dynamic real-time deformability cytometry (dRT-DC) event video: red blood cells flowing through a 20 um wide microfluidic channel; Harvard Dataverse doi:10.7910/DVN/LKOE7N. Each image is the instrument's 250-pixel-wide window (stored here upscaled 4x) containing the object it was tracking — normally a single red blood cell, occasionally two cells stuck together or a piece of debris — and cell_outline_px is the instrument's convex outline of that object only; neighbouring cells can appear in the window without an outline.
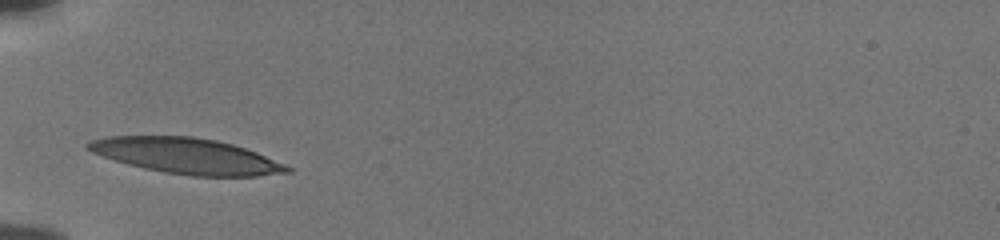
{"species": "human", "species_latin": "Homo sapiens", "temperature_condition": "cold", "stored_images_in_passage": 28, "camera_frame_rate_fps": 3000, "um_per_image_px": 0.085, "donor": {"sex": "male"}, "frame": {"image": 1, "passage_image": 1, "time_ms": 0.0, "image_size_px": [1000, 240], "cell_outline_px": [[292, 172], [256, 176], [192, 176], [164, 172], [144, 168], [128, 164], [92, 152], [84, 144], [92, 140], [108, 136], [192, 136], [216, 140], [232, 144], [256, 152], [284, 164], [292, 168]], "centroid_in_image_um": [15.87, 13.25], "position_along_channel_um": 69.1, "area_um2": 40.98}}
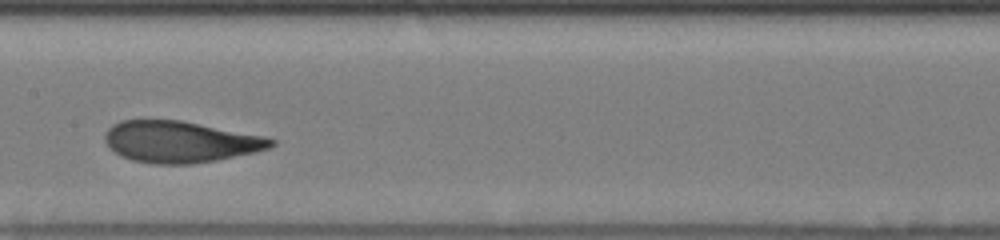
{"frame": {"image": 2, "passage_image": 11, "time_ms": 3.333, "image_size_px": [1000, 240], "cell_outline_px": [[276, 144], [268, 148], [252, 152], [216, 160], [192, 164], [152, 164], [132, 160], [120, 156], [108, 148], [104, 140], [104, 136], [108, 128], [112, 124], [120, 120], [180, 120], [264, 136], [276, 140]], "centroid_in_image_um": [15.25, 12.05], "position_along_channel_um": 192.1, "area_um2": 40.11}}
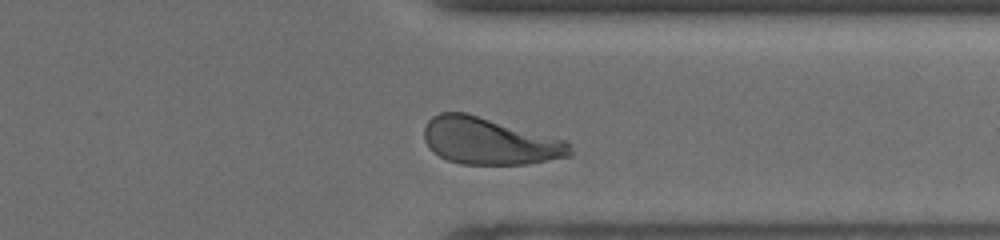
{"frame": {"image": 3, "passage_image": 25, "time_ms": 8.0, "image_size_px": [1000, 240], "cell_outline_px": [[572, 156], [528, 164], [460, 164], [448, 160], [432, 152], [424, 140], [424, 128], [428, 120], [432, 116], [440, 112], [464, 112], [564, 140], [572, 148]], "centroid_in_image_um": [41.57, 12.01], "position_along_channel_um": 369.8, "area_um2": 39.59}, "authors_computed_cell_mechanics": {"area_um2": 40.0554, "velocity_mm_per_s": 3.8113, "shape_relaxation_time_tau1_ms": 3.2414, "shape_relaxation_time_tau2_ms": 0.9099, "deformation_change_tau1": 0.1657, "deformation_change_tau2": 0.0656}}